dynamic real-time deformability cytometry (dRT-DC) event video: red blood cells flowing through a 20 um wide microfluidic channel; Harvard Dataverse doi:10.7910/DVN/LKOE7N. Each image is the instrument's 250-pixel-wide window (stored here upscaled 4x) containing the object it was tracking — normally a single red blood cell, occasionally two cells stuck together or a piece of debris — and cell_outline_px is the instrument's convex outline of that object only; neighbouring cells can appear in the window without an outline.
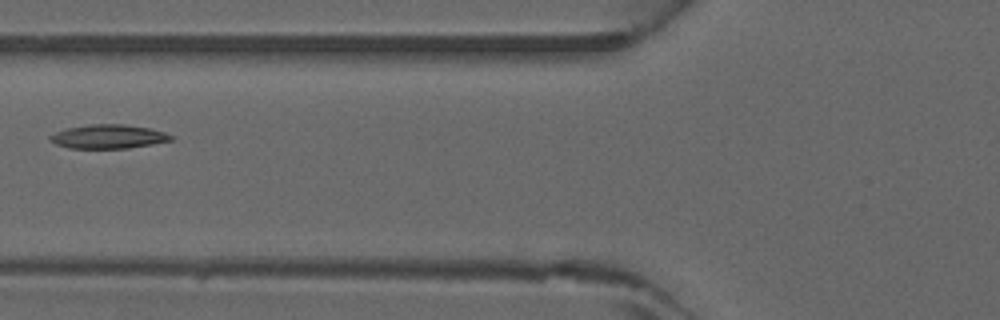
{"species": "common noctule bat (a hibernating species)", "species_latin": "Nyctalus noctula", "temperature_condition": "warm", "stored_images_in_passage": 4, "camera_frame_rate_fps": 3000, "um_per_image_px": 0.085, "animal": {"sex": "male", "forearm_length_mm": 52.5}, "frame": {"image": 1, "passage_image": 4, "time_ms": 1.0, "image_size_px": [1000, 320], "cell_outline_px": [[172, 140], [152, 144], [128, 148], [68, 148], [56, 144], [48, 140], [48, 136], [56, 132], [68, 128], [88, 124], [124, 124], [148, 128], [164, 132], [172, 136]], "centroid_in_image_um": [9.17, 11.61], "position_along_channel_um": 116.6, "area_um2": 16.76}}